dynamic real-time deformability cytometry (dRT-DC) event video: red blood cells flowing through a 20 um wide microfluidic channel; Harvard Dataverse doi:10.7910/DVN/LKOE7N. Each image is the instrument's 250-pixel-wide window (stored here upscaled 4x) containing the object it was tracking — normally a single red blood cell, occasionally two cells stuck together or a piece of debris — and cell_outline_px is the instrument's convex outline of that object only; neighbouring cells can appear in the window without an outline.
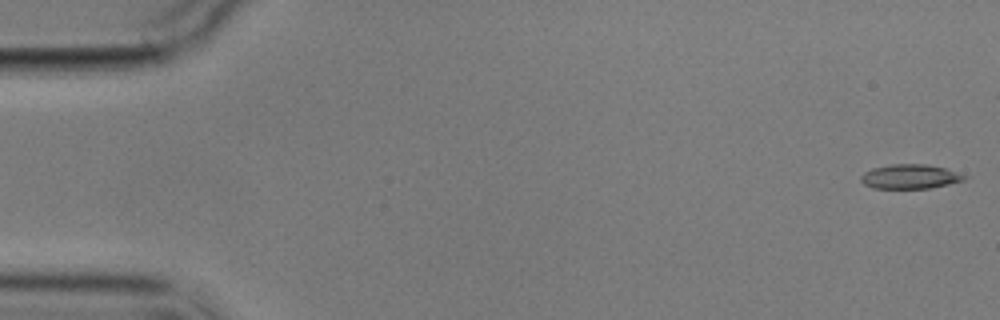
{"species": "common noctule bat (a hibernating species)", "species_latin": "Nyctalus noctula", "temperature_condition": "cold", "stored_images_in_passage": 7, "camera_frame_rate_fps": 3000, "um_per_image_px": 0.085, "animal": {"sex": "male", "body_mass_g": 17.9}, "frame": {"image": 1, "passage_image": 1, "time_ms": 0.0, "image_size_px": [1000, 320], "cell_outline_px": [[968, 176], [964, 180], [932, 188], [872, 188], [864, 184], [860, 180], [860, 176], [864, 172], [872, 168], [888, 164], [928, 164], [944, 168]], "centroid_in_image_um": [77.32, 15.0], "position_along_channel_um": 7.7, "area_um2": 14.74}}
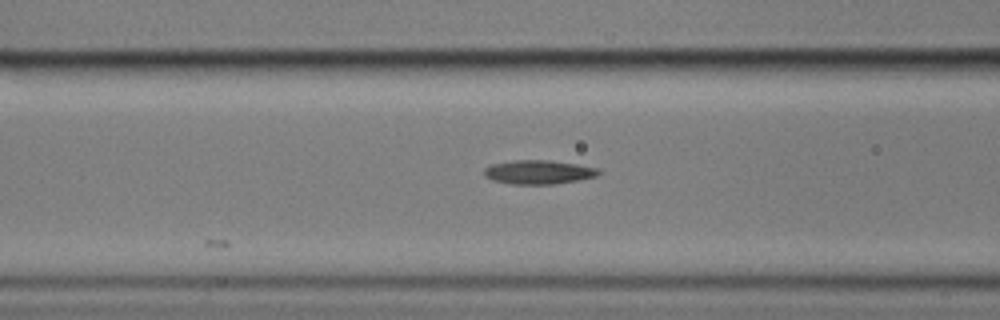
{"frame": {"image": 2, "passage_image": 7, "time_ms": 7.0, "image_size_px": [1000, 320], "cell_outline_px": [[600, 172], [596, 176], [580, 180], [556, 184], [512, 184], [492, 180], [484, 176], [484, 168], [488, 164], [512, 160], [548, 160], [576, 164], [600, 168]], "centroid_in_image_um": [45.75, 14.62], "position_along_channel_um": 120.9, "area_um2": 16.18}}